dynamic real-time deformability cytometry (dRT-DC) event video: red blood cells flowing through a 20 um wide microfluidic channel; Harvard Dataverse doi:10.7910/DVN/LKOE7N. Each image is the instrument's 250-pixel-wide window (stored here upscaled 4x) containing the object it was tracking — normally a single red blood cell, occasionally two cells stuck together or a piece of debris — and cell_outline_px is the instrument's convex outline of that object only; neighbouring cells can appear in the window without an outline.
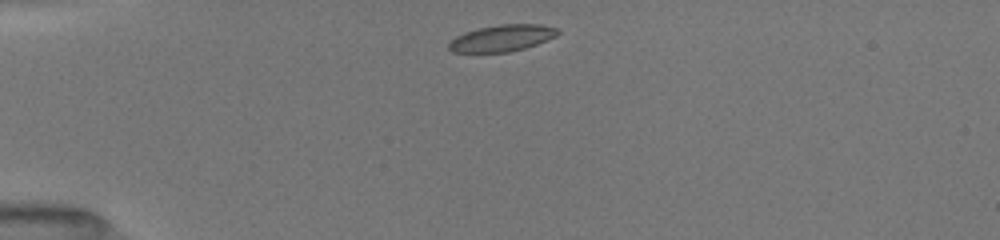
{"species": "common noctule bat (a hibernating species)", "species_latin": "Nyctalus noctula", "temperature_condition": "room temperature", "stored_images_in_passage": 20, "camera_frame_rate_fps": 3000, "um_per_image_px": 0.085, "animal": {"sex": "female", "body_mass_g": 19.5, "forearm_length_mm": 54.1}, "frame": {"image": 1, "passage_image": 1, "time_ms": 0.0, "image_size_px": [1000, 240], "cell_outline_px": [[560, 32], [556, 36], [548, 40], [524, 48], [508, 52], [452, 52], [448, 48], [448, 44], [456, 36], [464, 32], [476, 28], [500, 24], [544, 24], [556, 28]], "centroid_in_image_um": [42.67, 3.23], "position_along_channel_um": 42.3, "area_um2": 16.94}}
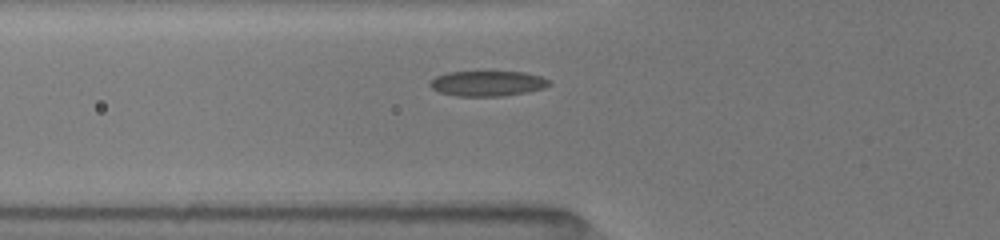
{"frame": {"image": 2, "passage_image": 13, "time_ms": 2.0, "image_size_px": [1000, 240], "cell_outline_px": [[552, 84], [544, 88], [504, 96], [456, 96], [440, 92], [432, 88], [428, 84], [436, 76], [448, 72], [524, 72], [540, 76], [548, 80]], "centroid_in_image_um": [41.43, 7.09], "position_along_channel_um": 84.4, "area_um2": 17.4}}
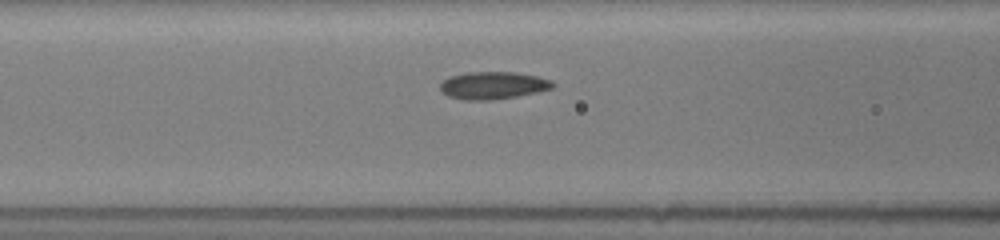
{"frame": {"image": 3, "passage_image": 19, "time_ms": 3.0, "image_size_px": [1000, 240], "cell_outline_px": [[556, 84], [552, 88], [540, 92], [516, 96], [488, 100], [464, 100], [448, 96], [440, 88], [440, 84], [448, 76], [468, 72], [516, 72], [536, 76], [552, 80]], "centroid_in_image_um": [41.93, 7.25], "position_along_channel_um": 124.7, "area_um2": 18.03}}